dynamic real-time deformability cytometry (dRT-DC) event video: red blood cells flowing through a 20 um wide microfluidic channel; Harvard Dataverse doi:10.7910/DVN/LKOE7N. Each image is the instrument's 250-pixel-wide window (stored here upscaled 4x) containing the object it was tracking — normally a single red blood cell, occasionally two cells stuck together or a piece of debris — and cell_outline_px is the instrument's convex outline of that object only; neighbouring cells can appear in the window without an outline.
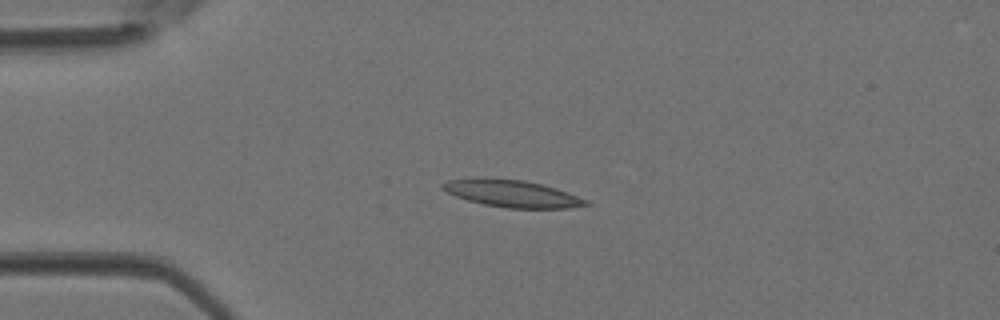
{"species": "Egyptian fruit bat (a non-hibernating species)", "species_latin": "Rousettus aegyptiacus", "temperature_condition": "room temperature", "stored_images_in_passage": 33, "camera_frame_rate_fps": 3000, "um_per_image_px": 0.085, "animal": {"sex": "female"}, "frame": {"image": 1, "passage_image": 1, "time_ms": 0.0, "image_size_px": [1000, 320], "cell_outline_px": [[592, 204], [568, 208], [508, 208], [484, 204], [468, 200], [456, 196], [440, 188], [440, 184], [448, 180], [524, 180], [556, 188], [588, 200]], "centroid_in_image_um": [43.6, 16.49], "position_along_channel_um": 41.4, "area_um2": 21.73}}
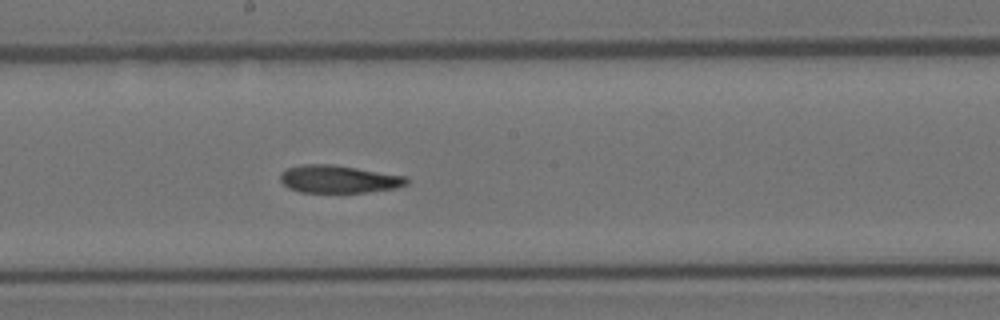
{"frame": {"image": 2, "passage_image": 14, "time_ms": 4.333, "image_size_px": [1000, 320], "cell_outline_px": [[408, 184], [396, 188], [368, 192], [300, 192], [288, 188], [280, 180], [280, 172], [288, 168], [300, 164], [332, 164], [408, 176]], "centroid_in_image_um": [28.79, 15.22], "position_along_channel_um": 219.4, "area_um2": 20.52}}
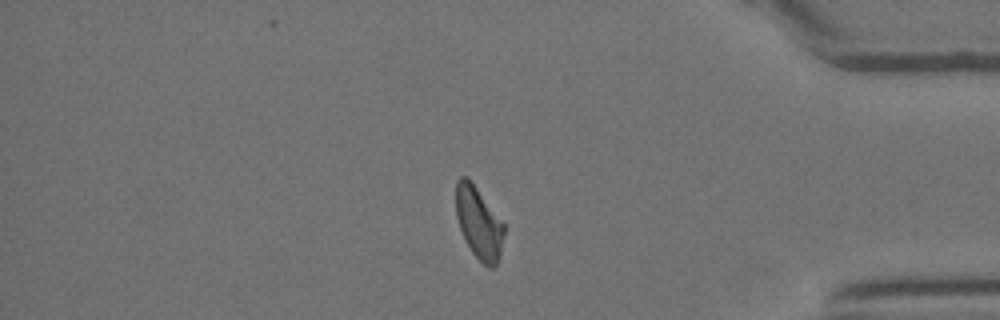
{"frame": {"image": 3, "passage_image": 27, "time_ms": 8.667, "image_size_px": [1000, 320], "cell_outline_px": [[504, 232], [500, 256], [496, 264], [492, 268], [488, 268], [472, 252], [460, 228], [456, 216], [456, 180], [460, 176], [468, 176], [504, 224]], "centroid_in_image_um": [40.69, 18.92], "position_along_channel_um": 394.5, "area_um2": 19.94}}